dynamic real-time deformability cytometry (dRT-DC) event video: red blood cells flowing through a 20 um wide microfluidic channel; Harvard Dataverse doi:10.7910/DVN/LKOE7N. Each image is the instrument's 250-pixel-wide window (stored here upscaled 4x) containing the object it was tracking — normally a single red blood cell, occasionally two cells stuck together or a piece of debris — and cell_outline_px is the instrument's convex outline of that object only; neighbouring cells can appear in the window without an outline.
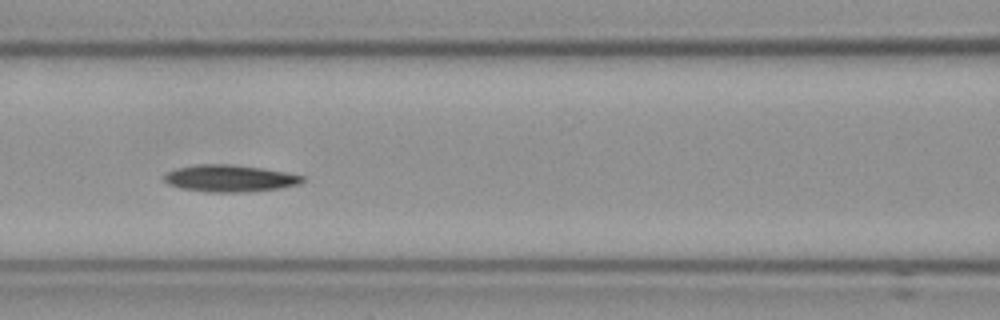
{"species": "Egyptian fruit bat (a non-hibernating species)", "species_latin": "Rousettus aegyptiacus", "temperature_condition": "cold", "stored_images_in_passage": 57, "camera_frame_rate_fps": 3000, "um_per_image_px": 0.085, "frame": {"image": 1, "passage_image": 25, "time_ms": 8.0, "image_size_px": [1000, 320], "cell_outline_px": [[304, 180], [300, 184], [280, 188], [244, 192], [208, 192], [180, 188], [168, 184], [164, 180], [164, 176], [168, 172], [176, 168], [200, 164], [232, 164], [260, 168], [284, 172], [304, 176]], "centroid_in_image_um": [19.52, 15.16], "position_along_channel_um": 147.1, "area_um2": 21.56}}